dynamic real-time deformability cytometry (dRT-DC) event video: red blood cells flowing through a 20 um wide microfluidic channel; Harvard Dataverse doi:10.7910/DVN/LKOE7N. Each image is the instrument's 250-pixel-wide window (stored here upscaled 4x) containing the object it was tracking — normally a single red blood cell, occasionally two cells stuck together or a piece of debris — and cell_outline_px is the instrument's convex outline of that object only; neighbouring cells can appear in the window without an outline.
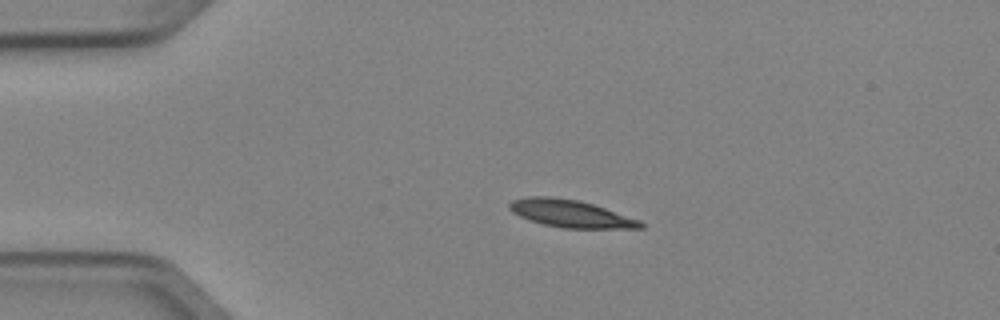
{"species": "Egyptian fruit bat (a non-hibernating species)", "species_latin": "Rousettus aegyptiacus", "temperature_condition": "cold", "stored_images_in_passage": 2, "camera_frame_rate_fps": 3000, "um_per_image_px": 0.085, "animal": {"sex": "female"}, "frame": {"image": 1, "passage_image": 1, "time_ms": 0.0, "image_size_px": [1000, 320], "cell_outline_px": [[644, 228], [564, 228], [544, 224], [520, 216], [512, 212], [508, 208], [508, 204], [512, 200], [524, 196], [552, 196], [576, 200], [592, 204], [640, 220], [644, 224]], "centroid_in_image_um": [48.46, 18.14], "position_along_channel_um": 36.5, "area_um2": 20.75}}